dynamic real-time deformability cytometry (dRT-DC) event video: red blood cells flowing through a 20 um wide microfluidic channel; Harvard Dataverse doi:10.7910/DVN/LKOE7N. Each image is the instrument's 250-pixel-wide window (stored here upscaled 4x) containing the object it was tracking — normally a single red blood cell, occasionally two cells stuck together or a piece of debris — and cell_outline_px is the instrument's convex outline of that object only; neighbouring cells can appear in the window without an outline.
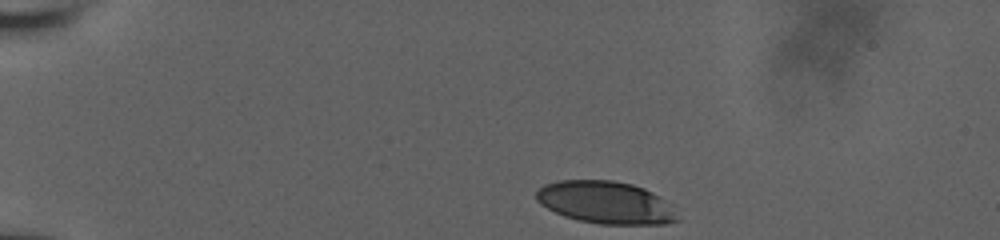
{"species": "human", "species_latin": "Homo sapiens", "temperature_condition": "room temperature", "stored_images_in_passage": 38, "camera_frame_rate_fps": 3000, "um_per_image_px": 0.085, "donor": {"sex": "male"}, "frame": {"image": 1, "passage_image": 1, "time_ms": 0.0, "image_size_px": [1000, 240], "cell_outline_px": [[680, 220], [668, 224], [600, 224], [580, 220], [564, 216], [540, 204], [536, 200], [536, 192], [544, 184], [560, 180], [612, 180], [632, 184], [644, 188], [660, 196], [664, 200]], "centroid_in_image_um": [51.47, 17.21], "position_along_channel_um": 33.5, "area_um2": 34.68}}
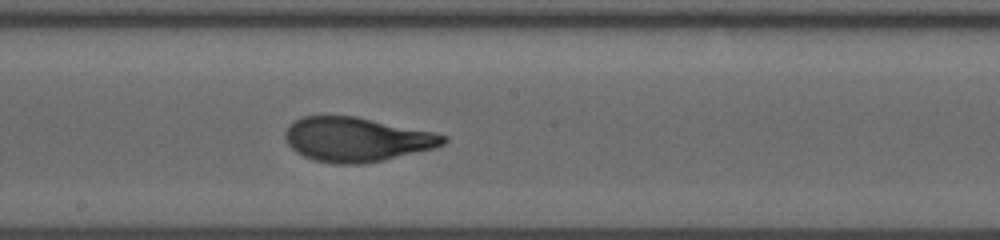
{"frame": {"image": 2, "passage_image": 22, "time_ms": 7.0, "image_size_px": [1000, 240], "cell_outline_px": [[448, 140], [444, 144], [436, 148], [384, 160], [360, 164], [336, 164], [312, 160], [296, 152], [288, 144], [284, 136], [284, 132], [288, 124], [292, 120], [300, 116], [356, 116], [436, 132], [448, 136]], "centroid_in_image_um": [30.31, 11.84], "position_along_channel_um": 217.9, "area_um2": 41.38}}
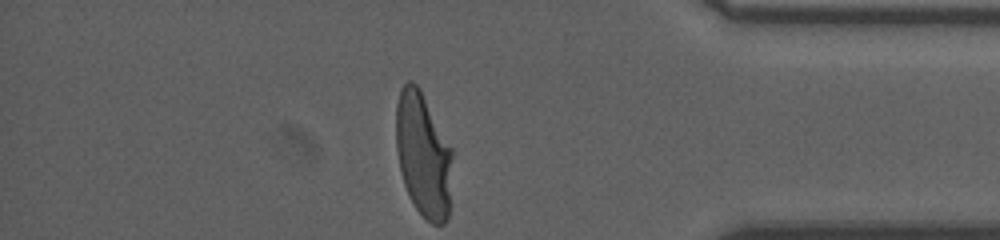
{"frame": {"image": 3, "passage_image": 38, "time_ms": 12.333, "image_size_px": [1000, 240], "cell_outline_px": [[452, 156], [448, 220], [444, 224], [432, 224], [416, 208], [404, 184], [400, 168], [396, 148], [396, 104], [400, 88], [408, 80], [412, 80], [420, 88], [452, 148]], "centroid_in_image_um": [35.97, 13.12], "position_along_channel_um": 399.2, "area_um2": 40.81}, "authors_computed_cell_mechanics": {"area_um2": 40.7779, "velocity_mm_per_s": 3.8139, "shape_relaxation_time_tau1_ms": 6.2135, "shape_relaxation_time_tau2_ms": 0.7182, "deformation_change_tau1": 0.2494, "deformation_change_tau2": 0.0665}}